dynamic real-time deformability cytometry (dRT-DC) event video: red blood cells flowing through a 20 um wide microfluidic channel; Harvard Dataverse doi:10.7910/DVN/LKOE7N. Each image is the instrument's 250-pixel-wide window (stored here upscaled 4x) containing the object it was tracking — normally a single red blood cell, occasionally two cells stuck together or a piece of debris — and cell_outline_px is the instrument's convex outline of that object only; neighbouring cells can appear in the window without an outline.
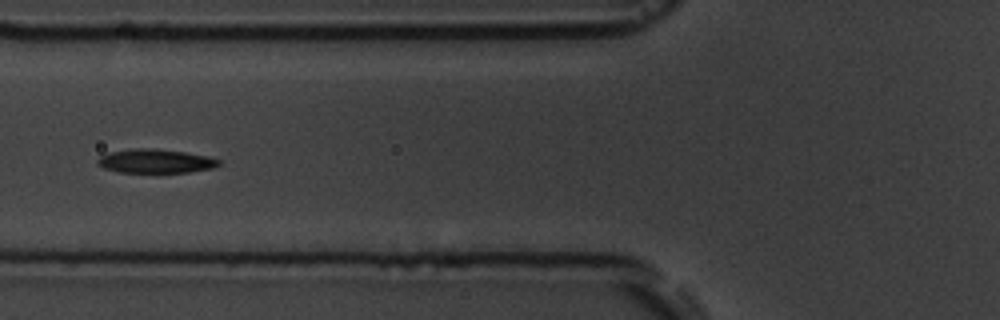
{"species": "common noctule bat (a hibernating species)", "species_latin": "Nyctalus noctula", "temperature_condition": "room temperature", "stored_images_in_passage": 7, "camera_frame_rate_fps": 3000, "um_per_image_px": 0.085, "animal": {"sex": "male", "body_mass_g": 19.5, "forearm_length_mm": 54.6}, "frame": {"image": 1, "passage_image": 6, "time_ms": 6.0, "image_size_px": [1000, 320], "cell_outline_px": [[220, 164], [212, 168], [188, 172], [120, 172], [104, 168], [96, 164], [96, 160], [100, 156], [112, 152], [136, 148], [152, 148], [184, 152], [208, 156], [220, 160]], "centroid_in_image_um": [13.21, 13.69], "position_along_channel_um": 112.6, "area_um2": 16.7}}
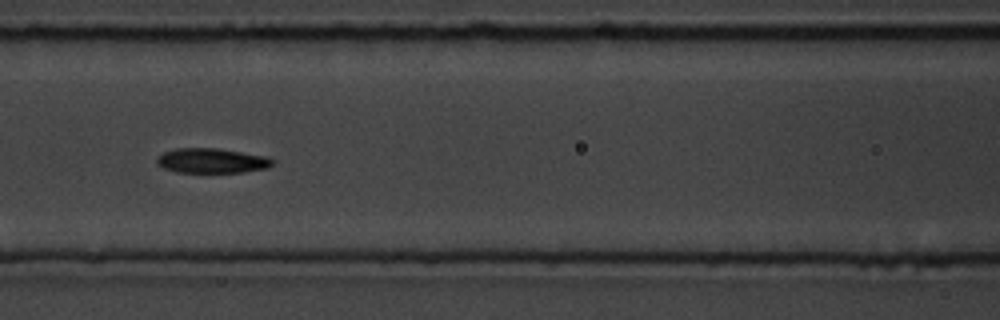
{"frame": {"image": 2, "passage_image": 7, "time_ms": 7.0, "image_size_px": [1000, 320], "cell_outline_px": [[272, 164], [268, 168], [244, 172], [176, 172], [164, 168], [156, 164], [156, 160], [164, 152], [176, 148], [216, 148], [264, 156], [272, 160]], "centroid_in_image_um": [17.96, 13.66], "position_along_channel_um": 148.6, "area_um2": 16.47}}